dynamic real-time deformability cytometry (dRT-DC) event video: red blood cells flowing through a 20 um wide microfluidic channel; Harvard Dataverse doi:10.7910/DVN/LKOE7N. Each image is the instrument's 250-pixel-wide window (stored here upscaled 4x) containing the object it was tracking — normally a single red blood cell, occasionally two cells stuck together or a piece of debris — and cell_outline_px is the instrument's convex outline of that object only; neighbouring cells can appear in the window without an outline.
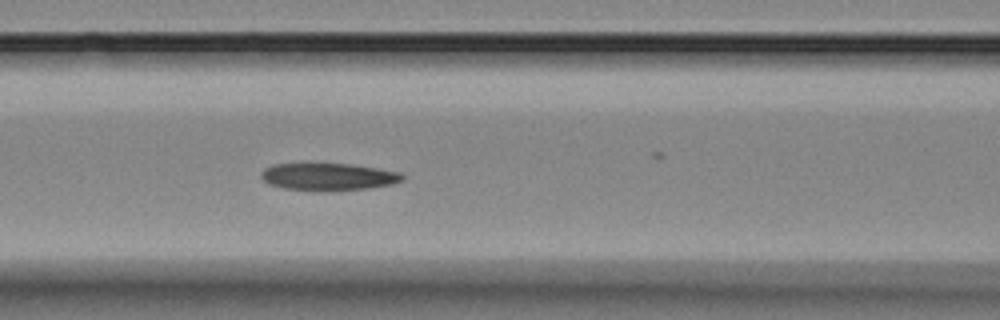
{"species": "Egyptian fruit bat (a non-hibernating species)", "species_latin": "Rousettus aegyptiacus", "temperature_condition": "room temperature", "stored_images_in_passage": 6, "segment_of_instrument_passage": [1, 2], "camera_frame_rate_fps": 3000, "um_per_image_px": 0.085, "animal": {"sex": "female"}, "frame": {"image": 1, "passage_image": 5, "time_ms": 4.667, "image_size_px": [1000, 320], "cell_outline_px": [[404, 176], [400, 180], [392, 184], [368, 188], [324, 192], [316, 192], [284, 188], [268, 184], [260, 176], [260, 172], [264, 168], [272, 164], [348, 164], [376, 168], [400, 172]], "centroid_in_image_um": [27.84, 15.04], "position_along_channel_um": 138.8, "area_um2": 22.6}}